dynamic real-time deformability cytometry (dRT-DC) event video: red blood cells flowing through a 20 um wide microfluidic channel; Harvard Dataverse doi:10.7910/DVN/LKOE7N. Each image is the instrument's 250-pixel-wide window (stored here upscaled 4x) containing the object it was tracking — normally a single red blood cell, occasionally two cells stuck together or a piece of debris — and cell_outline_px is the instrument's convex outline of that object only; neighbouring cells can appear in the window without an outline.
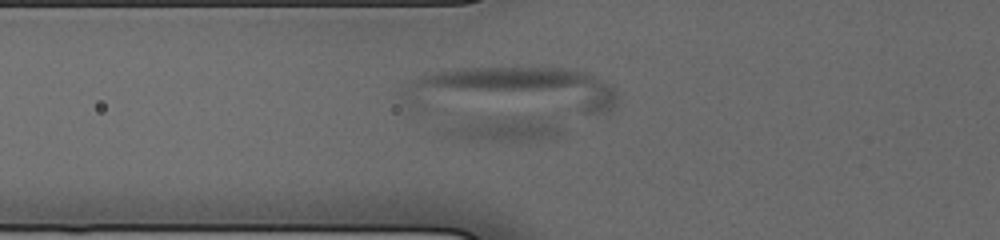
{"species": "human", "species_latin": "Homo sapiens", "temperature_condition": "cold", "stored_images_in_passage": 55, "camera_frame_rate_fps": 3000, "um_per_image_px": 0.085, "donor": {"sex": "male"}, "frame": {"image": 1, "passage_image": 38, "time_ms": 6.333, "image_size_px": [1000, 240], "cell_outline_px": [[564, 132], [560, 136], [528, 144], [524, 144], [456, 140], [444, 136], [436, 132], [480, 116], [540, 116], [564, 128]], "centroid_in_image_um": [42.88, 11.03], "position_along_channel_um": 82.9, "area_um2": 19.02}}